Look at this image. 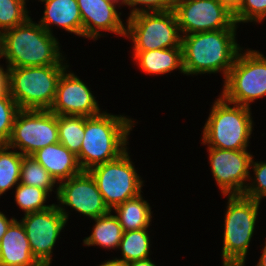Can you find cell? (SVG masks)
Masks as SVG:
<instances>
[{
	"label": "cell",
	"instance_id": "6da1fadb",
	"mask_svg": "<svg viewBox=\"0 0 266 266\" xmlns=\"http://www.w3.org/2000/svg\"><path fill=\"white\" fill-rule=\"evenodd\" d=\"M60 42L30 17L0 34V59L7 68L69 65Z\"/></svg>",
	"mask_w": 266,
	"mask_h": 266
},
{
	"label": "cell",
	"instance_id": "7a4b0ae2",
	"mask_svg": "<svg viewBox=\"0 0 266 266\" xmlns=\"http://www.w3.org/2000/svg\"><path fill=\"white\" fill-rule=\"evenodd\" d=\"M136 119L107 110L96 116H84V137L76 155L82 171L119 158L129 147L130 133Z\"/></svg>",
	"mask_w": 266,
	"mask_h": 266
},
{
	"label": "cell",
	"instance_id": "3957f363",
	"mask_svg": "<svg viewBox=\"0 0 266 266\" xmlns=\"http://www.w3.org/2000/svg\"><path fill=\"white\" fill-rule=\"evenodd\" d=\"M237 29H220L182 35L183 69L186 76L222 73L225 80L243 48Z\"/></svg>",
	"mask_w": 266,
	"mask_h": 266
},
{
	"label": "cell",
	"instance_id": "277c9868",
	"mask_svg": "<svg viewBox=\"0 0 266 266\" xmlns=\"http://www.w3.org/2000/svg\"><path fill=\"white\" fill-rule=\"evenodd\" d=\"M251 110L219 95L203 126L201 144L226 150L248 149L255 125Z\"/></svg>",
	"mask_w": 266,
	"mask_h": 266
},
{
	"label": "cell",
	"instance_id": "5b68a950",
	"mask_svg": "<svg viewBox=\"0 0 266 266\" xmlns=\"http://www.w3.org/2000/svg\"><path fill=\"white\" fill-rule=\"evenodd\" d=\"M222 266H245L251 239L255 233L261 202L243 195H224Z\"/></svg>",
	"mask_w": 266,
	"mask_h": 266
},
{
	"label": "cell",
	"instance_id": "8992f818",
	"mask_svg": "<svg viewBox=\"0 0 266 266\" xmlns=\"http://www.w3.org/2000/svg\"><path fill=\"white\" fill-rule=\"evenodd\" d=\"M70 65L8 68L9 93L19 109L50 110L57 84Z\"/></svg>",
	"mask_w": 266,
	"mask_h": 266
},
{
	"label": "cell",
	"instance_id": "52a82bcc",
	"mask_svg": "<svg viewBox=\"0 0 266 266\" xmlns=\"http://www.w3.org/2000/svg\"><path fill=\"white\" fill-rule=\"evenodd\" d=\"M221 96L228 102L251 108L256 100L266 97V56L244 47L223 80Z\"/></svg>",
	"mask_w": 266,
	"mask_h": 266
},
{
	"label": "cell",
	"instance_id": "ba28073f",
	"mask_svg": "<svg viewBox=\"0 0 266 266\" xmlns=\"http://www.w3.org/2000/svg\"><path fill=\"white\" fill-rule=\"evenodd\" d=\"M126 34L132 51L182 47V35L173 10L142 12L126 18Z\"/></svg>",
	"mask_w": 266,
	"mask_h": 266
},
{
	"label": "cell",
	"instance_id": "9c48e42d",
	"mask_svg": "<svg viewBox=\"0 0 266 266\" xmlns=\"http://www.w3.org/2000/svg\"><path fill=\"white\" fill-rule=\"evenodd\" d=\"M109 210L143 193L145 186L137 173L129 149L119 158L89 170Z\"/></svg>",
	"mask_w": 266,
	"mask_h": 266
},
{
	"label": "cell",
	"instance_id": "30bf717a",
	"mask_svg": "<svg viewBox=\"0 0 266 266\" xmlns=\"http://www.w3.org/2000/svg\"><path fill=\"white\" fill-rule=\"evenodd\" d=\"M57 115L50 110L20 109L6 145L24 156L58 143Z\"/></svg>",
	"mask_w": 266,
	"mask_h": 266
},
{
	"label": "cell",
	"instance_id": "8fae6325",
	"mask_svg": "<svg viewBox=\"0 0 266 266\" xmlns=\"http://www.w3.org/2000/svg\"><path fill=\"white\" fill-rule=\"evenodd\" d=\"M173 11L181 35L239 28L233 13L219 0H175Z\"/></svg>",
	"mask_w": 266,
	"mask_h": 266
},
{
	"label": "cell",
	"instance_id": "7c38bea8",
	"mask_svg": "<svg viewBox=\"0 0 266 266\" xmlns=\"http://www.w3.org/2000/svg\"><path fill=\"white\" fill-rule=\"evenodd\" d=\"M56 199L57 202L55 203L67 222L70 219V208L71 211L75 210L76 213H80L89 220L105 215L110 211L89 171H81L79 174L60 182Z\"/></svg>",
	"mask_w": 266,
	"mask_h": 266
},
{
	"label": "cell",
	"instance_id": "4fadbf2b",
	"mask_svg": "<svg viewBox=\"0 0 266 266\" xmlns=\"http://www.w3.org/2000/svg\"><path fill=\"white\" fill-rule=\"evenodd\" d=\"M20 221L35 259L42 266H51L54 246L68 224L56 203L48 209L24 214Z\"/></svg>",
	"mask_w": 266,
	"mask_h": 266
},
{
	"label": "cell",
	"instance_id": "5bb4252c",
	"mask_svg": "<svg viewBox=\"0 0 266 266\" xmlns=\"http://www.w3.org/2000/svg\"><path fill=\"white\" fill-rule=\"evenodd\" d=\"M208 164L218 189L224 195H243L250 177L253 154L245 150L207 147Z\"/></svg>",
	"mask_w": 266,
	"mask_h": 266
},
{
	"label": "cell",
	"instance_id": "9a60e30c",
	"mask_svg": "<svg viewBox=\"0 0 266 266\" xmlns=\"http://www.w3.org/2000/svg\"><path fill=\"white\" fill-rule=\"evenodd\" d=\"M69 68L64 70L58 80L56 97L50 111L56 115L85 117L102 113L91 88Z\"/></svg>",
	"mask_w": 266,
	"mask_h": 266
},
{
	"label": "cell",
	"instance_id": "2e32d148",
	"mask_svg": "<svg viewBox=\"0 0 266 266\" xmlns=\"http://www.w3.org/2000/svg\"><path fill=\"white\" fill-rule=\"evenodd\" d=\"M77 3L83 23V38L95 41L105 37L104 32L125 37L126 24L117 5L106 0H77Z\"/></svg>",
	"mask_w": 266,
	"mask_h": 266
},
{
	"label": "cell",
	"instance_id": "e0dca14e",
	"mask_svg": "<svg viewBox=\"0 0 266 266\" xmlns=\"http://www.w3.org/2000/svg\"><path fill=\"white\" fill-rule=\"evenodd\" d=\"M43 2V3H41ZM45 4L38 23L50 34L54 26L83 37V23L77 0H40Z\"/></svg>",
	"mask_w": 266,
	"mask_h": 266
},
{
	"label": "cell",
	"instance_id": "ac0fdd59",
	"mask_svg": "<svg viewBox=\"0 0 266 266\" xmlns=\"http://www.w3.org/2000/svg\"><path fill=\"white\" fill-rule=\"evenodd\" d=\"M0 266H42L33 256L25 228L17 218L0 240Z\"/></svg>",
	"mask_w": 266,
	"mask_h": 266
},
{
	"label": "cell",
	"instance_id": "d6986e66",
	"mask_svg": "<svg viewBox=\"0 0 266 266\" xmlns=\"http://www.w3.org/2000/svg\"><path fill=\"white\" fill-rule=\"evenodd\" d=\"M31 156L47 170L57 184L82 171L77 156L60 142L39 149Z\"/></svg>",
	"mask_w": 266,
	"mask_h": 266
},
{
	"label": "cell",
	"instance_id": "ffe728a7",
	"mask_svg": "<svg viewBox=\"0 0 266 266\" xmlns=\"http://www.w3.org/2000/svg\"><path fill=\"white\" fill-rule=\"evenodd\" d=\"M131 54L133 63L135 62L144 74L163 76L164 74H171L174 70H178L179 73L185 75L182 47L133 51Z\"/></svg>",
	"mask_w": 266,
	"mask_h": 266
},
{
	"label": "cell",
	"instance_id": "44dd1931",
	"mask_svg": "<svg viewBox=\"0 0 266 266\" xmlns=\"http://www.w3.org/2000/svg\"><path fill=\"white\" fill-rule=\"evenodd\" d=\"M144 198L143 194H139L112 210L124 232L150 228L153 211L148 200Z\"/></svg>",
	"mask_w": 266,
	"mask_h": 266
},
{
	"label": "cell",
	"instance_id": "7402d4cb",
	"mask_svg": "<svg viewBox=\"0 0 266 266\" xmlns=\"http://www.w3.org/2000/svg\"><path fill=\"white\" fill-rule=\"evenodd\" d=\"M91 220L95 225L93 224L90 236L83 239V245L100 246L108 251L118 250L124 231L117 216L110 210L107 214Z\"/></svg>",
	"mask_w": 266,
	"mask_h": 266
},
{
	"label": "cell",
	"instance_id": "603a6c76",
	"mask_svg": "<svg viewBox=\"0 0 266 266\" xmlns=\"http://www.w3.org/2000/svg\"><path fill=\"white\" fill-rule=\"evenodd\" d=\"M150 229H140L135 231L123 232L122 240L118 250L121 251L120 257H113L118 264H125L131 261L146 259L151 256ZM122 257V258H121Z\"/></svg>",
	"mask_w": 266,
	"mask_h": 266
},
{
	"label": "cell",
	"instance_id": "cb8c5ba5",
	"mask_svg": "<svg viewBox=\"0 0 266 266\" xmlns=\"http://www.w3.org/2000/svg\"><path fill=\"white\" fill-rule=\"evenodd\" d=\"M23 156L6 144H0V197L20 183Z\"/></svg>",
	"mask_w": 266,
	"mask_h": 266
},
{
	"label": "cell",
	"instance_id": "d4e9b609",
	"mask_svg": "<svg viewBox=\"0 0 266 266\" xmlns=\"http://www.w3.org/2000/svg\"><path fill=\"white\" fill-rule=\"evenodd\" d=\"M20 183L44 189L49 195L54 192L56 194L55 197H57L58 184L47 170L32 156H23Z\"/></svg>",
	"mask_w": 266,
	"mask_h": 266
},
{
	"label": "cell",
	"instance_id": "484cf974",
	"mask_svg": "<svg viewBox=\"0 0 266 266\" xmlns=\"http://www.w3.org/2000/svg\"><path fill=\"white\" fill-rule=\"evenodd\" d=\"M59 142L77 155L84 137V116L57 115Z\"/></svg>",
	"mask_w": 266,
	"mask_h": 266
},
{
	"label": "cell",
	"instance_id": "4316f807",
	"mask_svg": "<svg viewBox=\"0 0 266 266\" xmlns=\"http://www.w3.org/2000/svg\"><path fill=\"white\" fill-rule=\"evenodd\" d=\"M14 190V201L23 214L42 211L52 206L46 205L50 195L44 189L19 183Z\"/></svg>",
	"mask_w": 266,
	"mask_h": 266
},
{
	"label": "cell",
	"instance_id": "83f0119b",
	"mask_svg": "<svg viewBox=\"0 0 266 266\" xmlns=\"http://www.w3.org/2000/svg\"><path fill=\"white\" fill-rule=\"evenodd\" d=\"M26 7L22 0H0V34L25 23L31 17V11Z\"/></svg>",
	"mask_w": 266,
	"mask_h": 266
},
{
	"label": "cell",
	"instance_id": "f1b7e54d",
	"mask_svg": "<svg viewBox=\"0 0 266 266\" xmlns=\"http://www.w3.org/2000/svg\"><path fill=\"white\" fill-rule=\"evenodd\" d=\"M254 159L253 156L250 165L253 175L250 174L243 196L262 202L266 198V161H255Z\"/></svg>",
	"mask_w": 266,
	"mask_h": 266
},
{
	"label": "cell",
	"instance_id": "f546056e",
	"mask_svg": "<svg viewBox=\"0 0 266 266\" xmlns=\"http://www.w3.org/2000/svg\"><path fill=\"white\" fill-rule=\"evenodd\" d=\"M19 107L9 91L0 96V144H6L11 136Z\"/></svg>",
	"mask_w": 266,
	"mask_h": 266
},
{
	"label": "cell",
	"instance_id": "4dcf8cb0",
	"mask_svg": "<svg viewBox=\"0 0 266 266\" xmlns=\"http://www.w3.org/2000/svg\"><path fill=\"white\" fill-rule=\"evenodd\" d=\"M235 23H258L266 19V0H243L240 8L233 14Z\"/></svg>",
	"mask_w": 266,
	"mask_h": 266
},
{
	"label": "cell",
	"instance_id": "1f68e13d",
	"mask_svg": "<svg viewBox=\"0 0 266 266\" xmlns=\"http://www.w3.org/2000/svg\"><path fill=\"white\" fill-rule=\"evenodd\" d=\"M175 0H123V6L130 9L128 17L142 12H166L173 10Z\"/></svg>",
	"mask_w": 266,
	"mask_h": 266
},
{
	"label": "cell",
	"instance_id": "d6a6232c",
	"mask_svg": "<svg viewBox=\"0 0 266 266\" xmlns=\"http://www.w3.org/2000/svg\"><path fill=\"white\" fill-rule=\"evenodd\" d=\"M3 66L4 64H0V96L5 95L9 91L8 68H4Z\"/></svg>",
	"mask_w": 266,
	"mask_h": 266
},
{
	"label": "cell",
	"instance_id": "836d02e7",
	"mask_svg": "<svg viewBox=\"0 0 266 266\" xmlns=\"http://www.w3.org/2000/svg\"><path fill=\"white\" fill-rule=\"evenodd\" d=\"M15 219V217L8 218L7 215L0 210V240L6 234L8 227Z\"/></svg>",
	"mask_w": 266,
	"mask_h": 266
},
{
	"label": "cell",
	"instance_id": "e575fe53",
	"mask_svg": "<svg viewBox=\"0 0 266 266\" xmlns=\"http://www.w3.org/2000/svg\"><path fill=\"white\" fill-rule=\"evenodd\" d=\"M233 14L240 8L243 0H219Z\"/></svg>",
	"mask_w": 266,
	"mask_h": 266
},
{
	"label": "cell",
	"instance_id": "d590c367",
	"mask_svg": "<svg viewBox=\"0 0 266 266\" xmlns=\"http://www.w3.org/2000/svg\"><path fill=\"white\" fill-rule=\"evenodd\" d=\"M152 258H146V259H141L137 261H131L125 264H121L119 266H157L154 260H151Z\"/></svg>",
	"mask_w": 266,
	"mask_h": 266
},
{
	"label": "cell",
	"instance_id": "8d00e7d4",
	"mask_svg": "<svg viewBox=\"0 0 266 266\" xmlns=\"http://www.w3.org/2000/svg\"><path fill=\"white\" fill-rule=\"evenodd\" d=\"M264 247L261 250V256L259 258V260L257 261V264L255 266H266V240L265 243L263 245Z\"/></svg>",
	"mask_w": 266,
	"mask_h": 266
},
{
	"label": "cell",
	"instance_id": "74e56055",
	"mask_svg": "<svg viewBox=\"0 0 266 266\" xmlns=\"http://www.w3.org/2000/svg\"><path fill=\"white\" fill-rule=\"evenodd\" d=\"M98 266H119L113 259H108L104 262H102L101 264H99Z\"/></svg>",
	"mask_w": 266,
	"mask_h": 266
},
{
	"label": "cell",
	"instance_id": "f35d334b",
	"mask_svg": "<svg viewBox=\"0 0 266 266\" xmlns=\"http://www.w3.org/2000/svg\"><path fill=\"white\" fill-rule=\"evenodd\" d=\"M106 1L111 2V3L115 4V5H117L118 8H120L121 6L123 7V0H106Z\"/></svg>",
	"mask_w": 266,
	"mask_h": 266
}]
</instances>
